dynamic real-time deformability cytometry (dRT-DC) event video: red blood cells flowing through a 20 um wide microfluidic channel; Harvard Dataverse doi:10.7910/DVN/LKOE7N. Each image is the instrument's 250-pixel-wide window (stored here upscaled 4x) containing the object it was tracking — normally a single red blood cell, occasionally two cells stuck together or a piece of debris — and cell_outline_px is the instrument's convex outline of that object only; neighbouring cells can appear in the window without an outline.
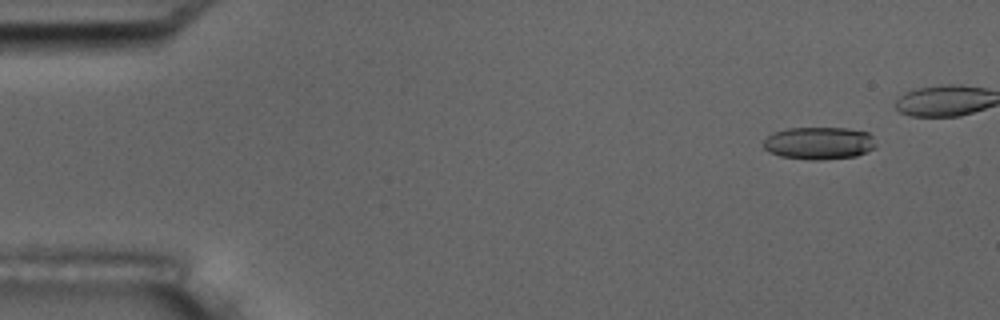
{"species": "common noctule bat (a hibernating species)", "species_latin": "Nyctalus noctula", "temperature_condition": "room temperature", "stored_images_in_passage": 6, "camera_frame_rate_fps": 3000, "um_per_image_px": 0.085, "animal": {"sex": "male", "body_mass_g": 17.5, "forearm_length_mm": 52.3}, "frame": {"image": 1, "passage_image": 2, "time_ms": 1.333, "image_size_px": [1000, 320], "cell_outline_px": [[876, 148], [856, 156], [816, 160], [812, 160], [780, 156], [768, 152], [764, 148], [764, 140], [772, 132], [788, 128], [848, 128], [868, 132], [872, 136], [876, 144]], "centroid_in_image_um": [69.62, 12.16], "position_along_channel_um": 15.4, "area_um2": 21.39}}